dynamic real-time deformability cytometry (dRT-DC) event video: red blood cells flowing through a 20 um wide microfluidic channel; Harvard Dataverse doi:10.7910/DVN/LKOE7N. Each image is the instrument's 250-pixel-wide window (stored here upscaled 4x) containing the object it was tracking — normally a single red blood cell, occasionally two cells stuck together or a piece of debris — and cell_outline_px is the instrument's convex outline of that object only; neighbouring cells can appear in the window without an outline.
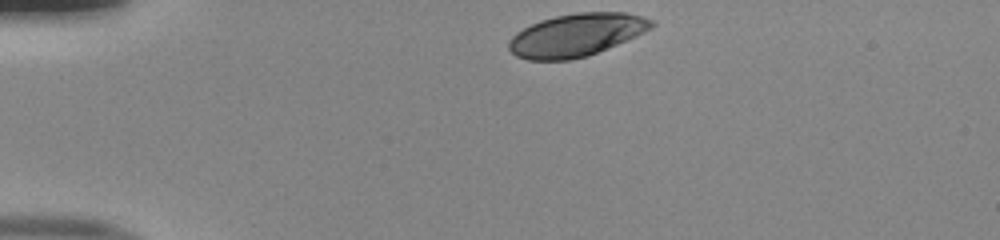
{"species": "human", "species_latin": "Homo sapiens", "temperature_condition": "room temperature", "stored_images_in_passage": 33, "camera_frame_rate_fps": 3000, "um_per_image_px": 0.085, "donor": {"sex": "male"}, "frame": {"image": 1, "passage_image": 1, "time_ms": 0.0, "image_size_px": [1000, 240], "cell_outline_px": [[656, 24], [652, 28], [636, 36], [588, 56], [568, 60], [528, 60], [516, 56], [508, 48], [508, 40], [516, 32], [540, 20], [556, 16], [576, 12], [624, 12], [644, 16], [652, 20]], "centroid_in_image_um": [48.99, 2.97], "position_along_channel_um": 36.0, "area_um2": 35.6}}
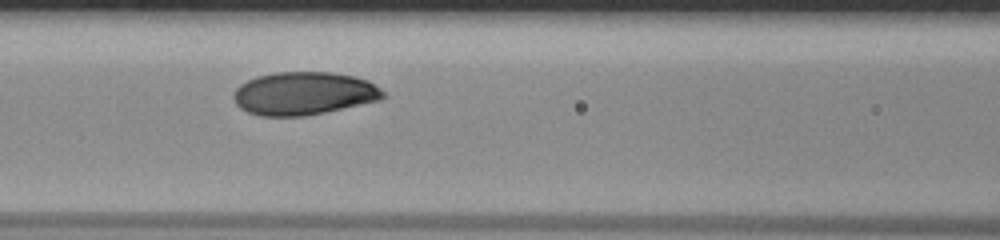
{"frame": {"image": 2, "passage_image": 13, "time_ms": 4.0, "image_size_px": [1000, 240], "cell_outline_px": [[388, 96], [384, 100], [304, 116], [260, 116], [248, 112], [240, 108], [236, 104], [232, 96], [232, 92], [240, 84], [256, 76], [276, 72], [332, 72], [352, 76], [368, 80], [380, 88]], "centroid_in_image_um": [25.84, 7.94], "position_along_channel_um": 140.8, "area_um2": 37.86}}
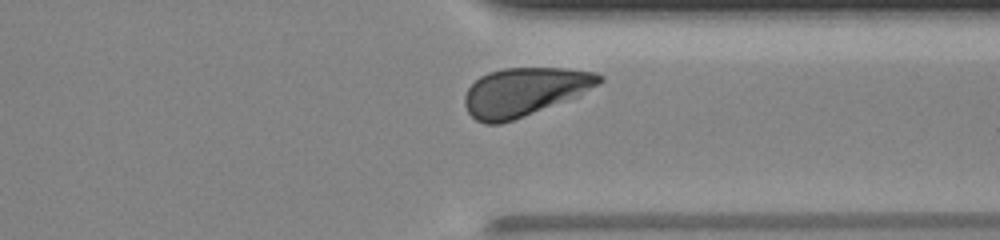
{"frame": {"image": 3, "passage_image": 30, "time_ms": 9.667, "image_size_px": [1000, 240], "cell_outline_px": [[604, 80], [580, 96], [512, 120], [500, 124], [484, 124], [476, 120], [468, 112], [464, 104], [464, 96], [468, 88], [480, 76], [488, 72], [504, 68], [564, 68], [596, 72], [604, 76]], "centroid_in_image_um": [44.59, 7.8], "position_along_channel_um": 366.8, "area_um2": 38.03}, "authors_computed_cell_mechanics": {"area_um2": 37.8012, "velocity_mm_per_s": 3.989, "shape_relaxation_time_tau1_ms": 1.6328, "shape_relaxation_time_tau2_ms": null, "deformation_change_tau1": 0.0984, "deformation_change_tau2": null}}